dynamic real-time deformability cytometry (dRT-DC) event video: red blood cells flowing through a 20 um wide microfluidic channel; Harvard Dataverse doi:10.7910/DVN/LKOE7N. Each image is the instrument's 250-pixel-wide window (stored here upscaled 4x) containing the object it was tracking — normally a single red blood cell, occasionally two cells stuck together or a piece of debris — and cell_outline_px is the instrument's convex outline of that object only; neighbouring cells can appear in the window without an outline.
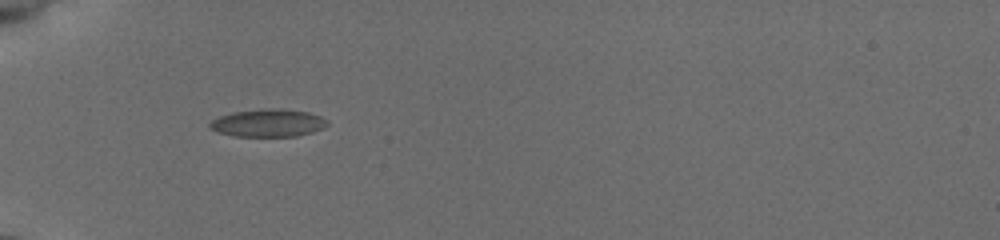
{"species": "common noctule bat (a hibernating species)", "species_latin": "Nyctalus noctula", "temperature_condition": "cold", "stored_images_in_passage": 36, "camera_frame_rate_fps": 3000, "um_per_image_px": 0.085, "animal": {"sex": "female", "body_mass_g": 19.5, "forearm_length_mm": 54.1}, "frame": {"image": 1, "passage_image": 1, "time_ms": 0.0, "image_size_px": [1000, 240], "cell_outline_px": [[328, 124], [312, 132], [296, 136], [232, 136], [216, 132], [208, 124], [212, 120], [220, 116], [236, 112], [280, 108], [308, 112], [320, 116], [328, 120]], "centroid_in_image_um": [22.79, 10.46], "position_along_channel_um": 62.2, "area_um2": 18.61}}
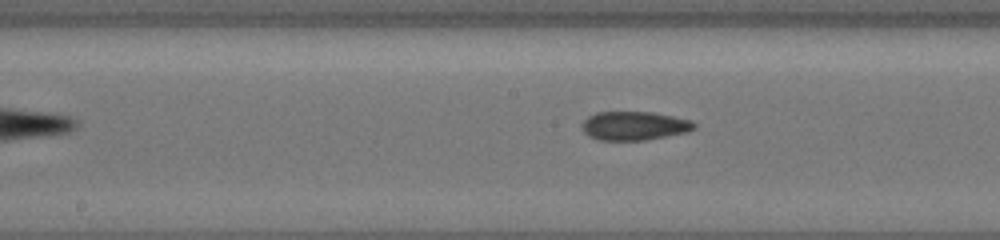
{"frame": {"image": 2, "passage_image": 12, "time_ms": 3.667, "image_size_px": [1000, 240], "cell_outline_px": [[696, 124], [692, 128], [684, 132], [644, 140], [600, 140], [588, 136], [584, 132], [580, 124], [588, 116], [596, 112], [652, 112], [672, 116], [688, 120]], "centroid_in_image_um": [53.81, 10.68], "position_along_channel_um": 194.4, "area_um2": 18.5}}
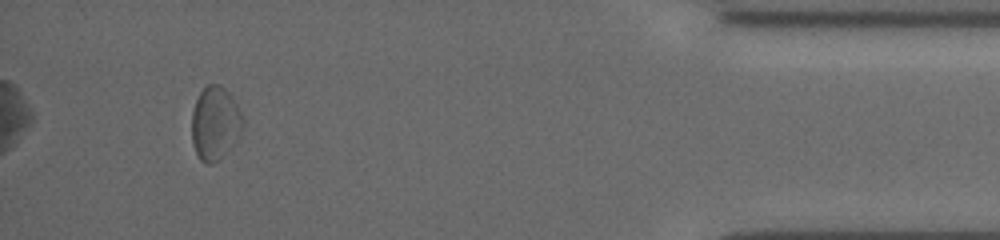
{"frame": {"image": 3, "passage_image": 33, "time_ms": 10.667, "image_size_px": [1000, 240], "cell_outline_px": [[244, 124], [240, 132], [224, 156], [220, 160], [212, 164], [208, 164], [200, 160], [196, 152], [192, 140], [192, 112], [196, 100], [200, 92], [208, 84], [220, 84], [232, 96], [244, 120]], "centroid_in_image_um": [18.27, 10.48], "position_along_channel_um": 416.9, "area_um2": 21.73}, "authors_computed_cell_mechanics": {"area_um2": 18.6694, "velocity_mm_per_s": 3.8979, "shape_relaxation_time_tau1_ms": null, "shape_relaxation_time_tau2_ms": 2.1056, "deformation_change_tau1": null, "deformation_change_tau2": 0.0851}}